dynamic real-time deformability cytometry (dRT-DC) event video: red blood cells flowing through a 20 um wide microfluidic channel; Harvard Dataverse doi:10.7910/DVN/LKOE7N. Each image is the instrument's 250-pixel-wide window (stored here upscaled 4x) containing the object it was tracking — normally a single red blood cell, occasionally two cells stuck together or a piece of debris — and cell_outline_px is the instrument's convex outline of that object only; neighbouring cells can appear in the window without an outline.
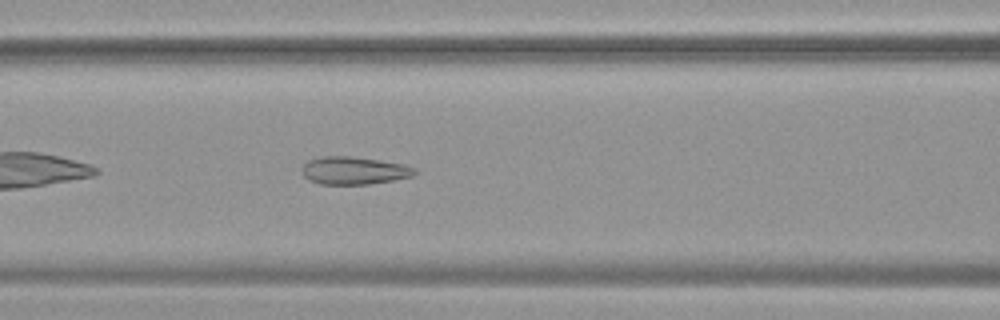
{"species": "common noctule bat (a hibernating species)", "species_latin": "Nyctalus noctula", "temperature_condition": "warm", "stored_images_in_passage": 38, "camera_frame_rate_fps": 3000, "um_per_image_px": 0.085, "animal": {"sex": "female", "body_mass_g": 19.9}, "frame": {"image": 1, "passage_image": 8, "time_ms": 2.333, "image_size_px": [1000, 320], "cell_outline_px": [[420, 172], [412, 176], [392, 180], [368, 184], [320, 184], [308, 180], [300, 172], [300, 168], [308, 160], [320, 156], [352, 156], [380, 160], [404, 164], [416, 168]], "centroid_in_image_um": [30.07, 14.49], "position_along_channel_um": 136.5, "area_um2": 18.5}}
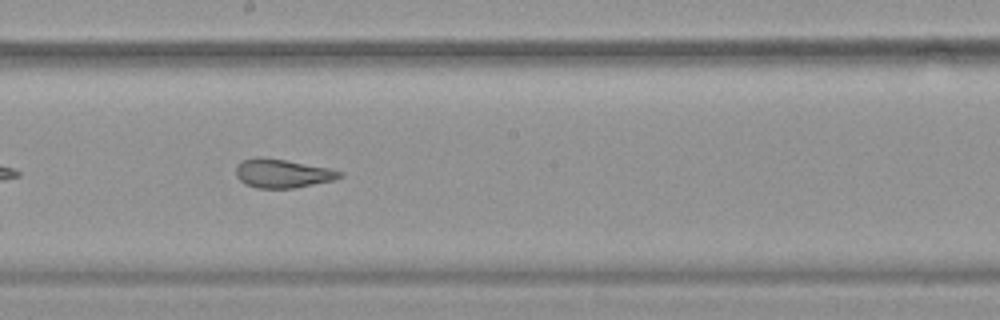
{"frame": {"image": 2, "passage_image": 15, "time_ms": 4.667, "image_size_px": [1000, 320], "cell_outline_px": [[344, 176], [332, 180], [296, 188], [256, 188], [244, 184], [236, 176], [236, 168], [244, 160], [256, 156], [284, 160], [332, 168], [344, 172]], "centroid_in_image_um": [24.04, 14.75], "position_along_channel_um": 224.2, "area_um2": 17.4}}
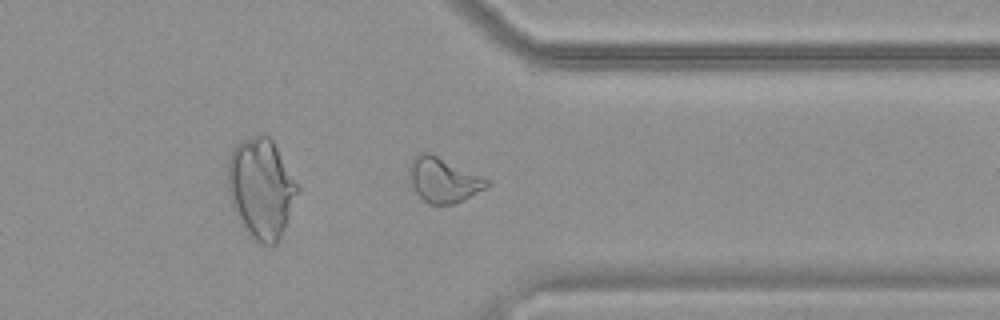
{"frame": {"image": 3, "passage_image": 27, "time_ms": 8.667, "image_size_px": [1000, 320], "cell_outline_px": [[492, 184], [464, 200], [452, 204], [428, 204], [416, 192], [412, 184], [408, 172], [408, 164], [420, 152], [428, 152], [484, 176]], "centroid_in_image_um": [37.7, 15.29], "position_along_channel_um": 373.7, "area_um2": 20.23}, "authors_computed_cell_mechanics": {"area_um2": 18.785, "velocity_mm_per_s": 3.7738, "shape_relaxation_time_tau1_ms": null, "shape_relaxation_time_tau2_ms": 0.7676, "deformation_change_tau1": null, "deformation_change_tau2": 0.0789}}